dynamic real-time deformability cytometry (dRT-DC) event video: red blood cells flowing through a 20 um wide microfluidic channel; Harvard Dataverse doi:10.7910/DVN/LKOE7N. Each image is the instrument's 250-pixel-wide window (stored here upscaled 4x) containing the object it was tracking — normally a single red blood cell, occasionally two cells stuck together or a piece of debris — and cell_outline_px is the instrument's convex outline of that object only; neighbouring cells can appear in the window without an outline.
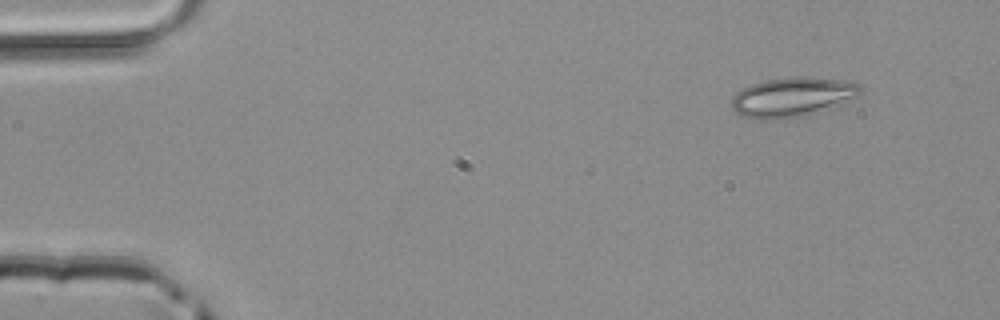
{"species": "common noctule bat (a hibernating species)", "species_latin": "Nyctalus noctula", "temperature_condition": "room temperature", "stored_images_in_passage": 45, "camera_frame_rate_fps": 3000, "um_per_image_px": 0.085, "animal": {"sex": "male", "body_mass_g": 20.4}, "frame": {"image": 1, "passage_image": 1, "time_ms": 0.0, "image_size_px": [1000, 320], "cell_outline_px": [[864, 88], [856, 96], [836, 108], [804, 116], [768, 120], [760, 120], [740, 116], [732, 108], [732, 96], [740, 88], [764, 80], [852, 80], [860, 84]], "centroid_in_image_um": [67.34, 8.32], "position_along_channel_um": 17.7, "area_um2": 29.13}}
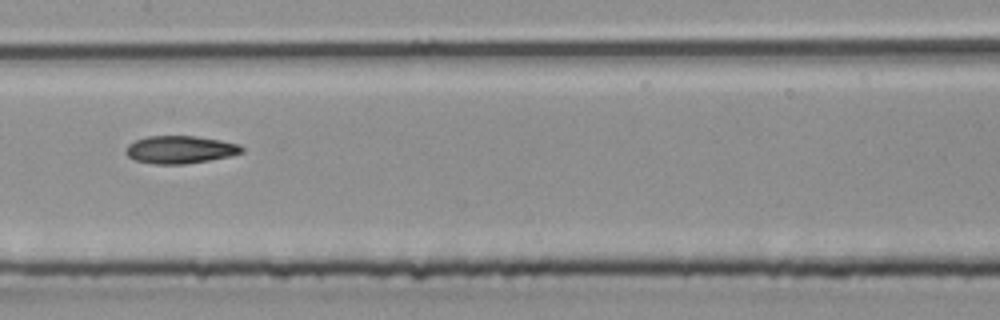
{"frame": {"image": 2, "passage_image": 21, "time_ms": 6.667, "image_size_px": [1000, 320], "cell_outline_px": [[244, 152], [228, 156], [208, 160], [184, 164], [156, 164], [136, 160], [128, 156], [124, 152], [128, 144], [136, 140], [148, 136], [196, 136], [220, 140], [240, 144], [244, 148]], "centroid_in_image_um": [15.32, 12.71], "position_along_channel_um": 192.1, "area_um2": 18.61}}
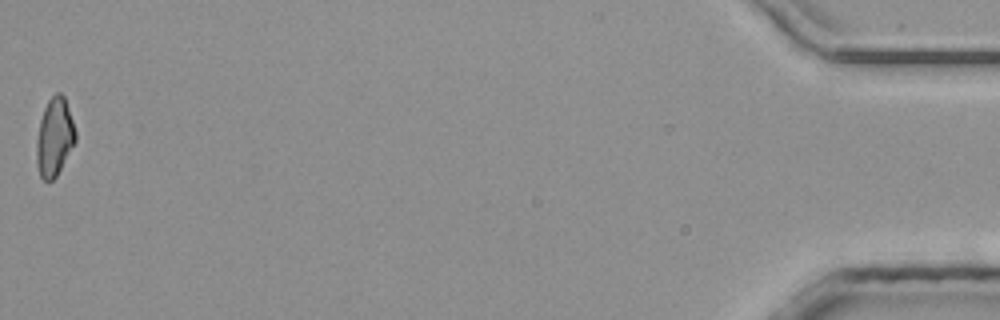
{"frame": {"image": 3, "passage_image": 45, "time_ms": 14.667, "image_size_px": [1000, 320], "cell_outline_px": [[76, 140], [56, 176], [52, 180], [44, 180], [40, 176], [36, 164], [36, 140], [40, 120], [44, 108], [48, 100], [56, 92], [60, 92], [64, 96], [76, 132]], "centroid_in_image_um": [4.61, 11.65], "position_along_channel_um": 430.6, "area_um2": 17.57}}